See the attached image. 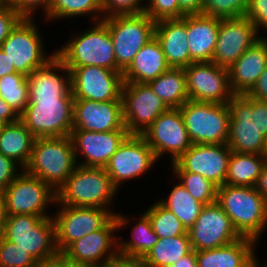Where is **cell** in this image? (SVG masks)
I'll return each instance as SVG.
<instances>
[{
    "mask_svg": "<svg viewBox=\"0 0 267 267\" xmlns=\"http://www.w3.org/2000/svg\"><path fill=\"white\" fill-rule=\"evenodd\" d=\"M230 110L227 145L232 152L267 155V102L235 94Z\"/></svg>",
    "mask_w": 267,
    "mask_h": 267,
    "instance_id": "obj_1",
    "label": "cell"
},
{
    "mask_svg": "<svg viewBox=\"0 0 267 267\" xmlns=\"http://www.w3.org/2000/svg\"><path fill=\"white\" fill-rule=\"evenodd\" d=\"M216 202L241 237L260 239L267 227V200L255 187L224 184L217 189Z\"/></svg>",
    "mask_w": 267,
    "mask_h": 267,
    "instance_id": "obj_2",
    "label": "cell"
},
{
    "mask_svg": "<svg viewBox=\"0 0 267 267\" xmlns=\"http://www.w3.org/2000/svg\"><path fill=\"white\" fill-rule=\"evenodd\" d=\"M78 166L70 136L35 138L24 170L57 192Z\"/></svg>",
    "mask_w": 267,
    "mask_h": 267,
    "instance_id": "obj_3",
    "label": "cell"
},
{
    "mask_svg": "<svg viewBox=\"0 0 267 267\" xmlns=\"http://www.w3.org/2000/svg\"><path fill=\"white\" fill-rule=\"evenodd\" d=\"M119 191L103 167L78 165L56 192L57 205L110 209ZM112 203V204H111Z\"/></svg>",
    "mask_w": 267,
    "mask_h": 267,
    "instance_id": "obj_4",
    "label": "cell"
},
{
    "mask_svg": "<svg viewBox=\"0 0 267 267\" xmlns=\"http://www.w3.org/2000/svg\"><path fill=\"white\" fill-rule=\"evenodd\" d=\"M73 37L60 49L55 50L56 55L69 69L100 66L116 71L111 34L103 21L94 22L93 27Z\"/></svg>",
    "mask_w": 267,
    "mask_h": 267,
    "instance_id": "obj_5",
    "label": "cell"
},
{
    "mask_svg": "<svg viewBox=\"0 0 267 267\" xmlns=\"http://www.w3.org/2000/svg\"><path fill=\"white\" fill-rule=\"evenodd\" d=\"M28 251L39 263L58 256L53 217L30 214L7 215L2 235Z\"/></svg>",
    "mask_w": 267,
    "mask_h": 267,
    "instance_id": "obj_6",
    "label": "cell"
},
{
    "mask_svg": "<svg viewBox=\"0 0 267 267\" xmlns=\"http://www.w3.org/2000/svg\"><path fill=\"white\" fill-rule=\"evenodd\" d=\"M130 219L122 213L102 228L72 242L61 254L80 267H105L120 261L116 230L129 225Z\"/></svg>",
    "mask_w": 267,
    "mask_h": 267,
    "instance_id": "obj_7",
    "label": "cell"
},
{
    "mask_svg": "<svg viewBox=\"0 0 267 267\" xmlns=\"http://www.w3.org/2000/svg\"><path fill=\"white\" fill-rule=\"evenodd\" d=\"M74 97H29L20 120L35 138L70 136Z\"/></svg>",
    "mask_w": 267,
    "mask_h": 267,
    "instance_id": "obj_8",
    "label": "cell"
},
{
    "mask_svg": "<svg viewBox=\"0 0 267 267\" xmlns=\"http://www.w3.org/2000/svg\"><path fill=\"white\" fill-rule=\"evenodd\" d=\"M109 29L114 46L116 71L124 72L140 49L155 37L156 21L145 12L115 15L102 20Z\"/></svg>",
    "mask_w": 267,
    "mask_h": 267,
    "instance_id": "obj_9",
    "label": "cell"
},
{
    "mask_svg": "<svg viewBox=\"0 0 267 267\" xmlns=\"http://www.w3.org/2000/svg\"><path fill=\"white\" fill-rule=\"evenodd\" d=\"M179 109L192 144H227L230 119L227 103L188 100Z\"/></svg>",
    "mask_w": 267,
    "mask_h": 267,
    "instance_id": "obj_10",
    "label": "cell"
},
{
    "mask_svg": "<svg viewBox=\"0 0 267 267\" xmlns=\"http://www.w3.org/2000/svg\"><path fill=\"white\" fill-rule=\"evenodd\" d=\"M33 18L24 17L1 44L15 71L25 76L44 66L54 55L45 51V45Z\"/></svg>",
    "mask_w": 267,
    "mask_h": 267,
    "instance_id": "obj_11",
    "label": "cell"
},
{
    "mask_svg": "<svg viewBox=\"0 0 267 267\" xmlns=\"http://www.w3.org/2000/svg\"><path fill=\"white\" fill-rule=\"evenodd\" d=\"M7 215L30 214L52 217L47 208L56 204V192L40 178L22 170L2 191Z\"/></svg>",
    "mask_w": 267,
    "mask_h": 267,
    "instance_id": "obj_12",
    "label": "cell"
},
{
    "mask_svg": "<svg viewBox=\"0 0 267 267\" xmlns=\"http://www.w3.org/2000/svg\"><path fill=\"white\" fill-rule=\"evenodd\" d=\"M56 246L61 254L72 242L102 229L115 215L108 209L60 205L54 213Z\"/></svg>",
    "mask_w": 267,
    "mask_h": 267,
    "instance_id": "obj_13",
    "label": "cell"
},
{
    "mask_svg": "<svg viewBox=\"0 0 267 267\" xmlns=\"http://www.w3.org/2000/svg\"><path fill=\"white\" fill-rule=\"evenodd\" d=\"M123 119L130 135H142L153 121L169 108L148 83H124Z\"/></svg>",
    "mask_w": 267,
    "mask_h": 267,
    "instance_id": "obj_14",
    "label": "cell"
},
{
    "mask_svg": "<svg viewBox=\"0 0 267 267\" xmlns=\"http://www.w3.org/2000/svg\"><path fill=\"white\" fill-rule=\"evenodd\" d=\"M141 136L157 159L170 154L171 163L192 145L179 108H169L161 113Z\"/></svg>",
    "mask_w": 267,
    "mask_h": 267,
    "instance_id": "obj_15",
    "label": "cell"
},
{
    "mask_svg": "<svg viewBox=\"0 0 267 267\" xmlns=\"http://www.w3.org/2000/svg\"><path fill=\"white\" fill-rule=\"evenodd\" d=\"M157 160L154 151L141 135H129L104 168L118 189L123 182L147 173Z\"/></svg>",
    "mask_w": 267,
    "mask_h": 267,
    "instance_id": "obj_16",
    "label": "cell"
},
{
    "mask_svg": "<svg viewBox=\"0 0 267 267\" xmlns=\"http://www.w3.org/2000/svg\"><path fill=\"white\" fill-rule=\"evenodd\" d=\"M184 70L189 100L225 104L235 95L230 88L228 69L212 61L194 62Z\"/></svg>",
    "mask_w": 267,
    "mask_h": 267,
    "instance_id": "obj_17",
    "label": "cell"
},
{
    "mask_svg": "<svg viewBox=\"0 0 267 267\" xmlns=\"http://www.w3.org/2000/svg\"><path fill=\"white\" fill-rule=\"evenodd\" d=\"M71 92L74 99L97 102L122 100L123 73L100 66H84L69 69Z\"/></svg>",
    "mask_w": 267,
    "mask_h": 267,
    "instance_id": "obj_18",
    "label": "cell"
},
{
    "mask_svg": "<svg viewBox=\"0 0 267 267\" xmlns=\"http://www.w3.org/2000/svg\"><path fill=\"white\" fill-rule=\"evenodd\" d=\"M187 231L195 251L215 249L241 238L230 217L217 202L204 205L193 226Z\"/></svg>",
    "mask_w": 267,
    "mask_h": 267,
    "instance_id": "obj_19",
    "label": "cell"
},
{
    "mask_svg": "<svg viewBox=\"0 0 267 267\" xmlns=\"http://www.w3.org/2000/svg\"><path fill=\"white\" fill-rule=\"evenodd\" d=\"M260 38L255 25L246 16L220 18L212 62L229 69Z\"/></svg>",
    "mask_w": 267,
    "mask_h": 267,
    "instance_id": "obj_20",
    "label": "cell"
},
{
    "mask_svg": "<svg viewBox=\"0 0 267 267\" xmlns=\"http://www.w3.org/2000/svg\"><path fill=\"white\" fill-rule=\"evenodd\" d=\"M230 155L227 144H192L175 162L220 187L225 184Z\"/></svg>",
    "mask_w": 267,
    "mask_h": 267,
    "instance_id": "obj_21",
    "label": "cell"
},
{
    "mask_svg": "<svg viewBox=\"0 0 267 267\" xmlns=\"http://www.w3.org/2000/svg\"><path fill=\"white\" fill-rule=\"evenodd\" d=\"M129 135L127 130L94 132L72 129L70 138L73 143L76 160L79 159V155L84 157L83 162L78 160L77 164L104 168Z\"/></svg>",
    "mask_w": 267,
    "mask_h": 267,
    "instance_id": "obj_22",
    "label": "cell"
},
{
    "mask_svg": "<svg viewBox=\"0 0 267 267\" xmlns=\"http://www.w3.org/2000/svg\"><path fill=\"white\" fill-rule=\"evenodd\" d=\"M73 129L94 132L127 130L123 119L122 100L97 102L74 99Z\"/></svg>",
    "mask_w": 267,
    "mask_h": 267,
    "instance_id": "obj_23",
    "label": "cell"
},
{
    "mask_svg": "<svg viewBox=\"0 0 267 267\" xmlns=\"http://www.w3.org/2000/svg\"><path fill=\"white\" fill-rule=\"evenodd\" d=\"M58 71L62 74L59 75ZM27 80L29 97H73L71 72L56 54L44 66L29 74Z\"/></svg>",
    "mask_w": 267,
    "mask_h": 267,
    "instance_id": "obj_24",
    "label": "cell"
},
{
    "mask_svg": "<svg viewBox=\"0 0 267 267\" xmlns=\"http://www.w3.org/2000/svg\"><path fill=\"white\" fill-rule=\"evenodd\" d=\"M155 37L160 42L170 67L186 68L190 65L187 15L156 21Z\"/></svg>",
    "mask_w": 267,
    "mask_h": 267,
    "instance_id": "obj_25",
    "label": "cell"
},
{
    "mask_svg": "<svg viewBox=\"0 0 267 267\" xmlns=\"http://www.w3.org/2000/svg\"><path fill=\"white\" fill-rule=\"evenodd\" d=\"M267 66V37L264 35L249 47L228 69L234 94H247Z\"/></svg>",
    "mask_w": 267,
    "mask_h": 267,
    "instance_id": "obj_26",
    "label": "cell"
},
{
    "mask_svg": "<svg viewBox=\"0 0 267 267\" xmlns=\"http://www.w3.org/2000/svg\"><path fill=\"white\" fill-rule=\"evenodd\" d=\"M220 18L203 14L187 15L190 64L210 62L216 48Z\"/></svg>",
    "mask_w": 267,
    "mask_h": 267,
    "instance_id": "obj_27",
    "label": "cell"
},
{
    "mask_svg": "<svg viewBox=\"0 0 267 267\" xmlns=\"http://www.w3.org/2000/svg\"><path fill=\"white\" fill-rule=\"evenodd\" d=\"M169 68L161 44L154 37L135 55L123 72V80L124 83H149Z\"/></svg>",
    "mask_w": 267,
    "mask_h": 267,
    "instance_id": "obj_28",
    "label": "cell"
},
{
    "mask_svg": "<svg viewBox=\"0 0 267 267\" xmlns=\"http://www.w3.org/2000/svg\"><path fill=\"white\" fill-rule=\"evenodd\" d=\"M257 241L248 237L215 249L196 251L198 267H242L254 254Z\"/></svg>",
    "mask_w": 267,
    "mask_h": 267,
    "instance_id": "obj_29",
    "label": "cell"
},
{
    "mask_svg": "<svg viewBox=\"0 0 267 267\" xmlns=\"http://www.w3.org/2000/svg\"><path fill=\"white\" fill-rule=\"evenodd\" d=\"M34 135L19 119L8 123L0 133V153L13 159L24 169L30 160Z\"/></svg>",
    "mask_w": 267,
    "mask_h": 267,
    "instance_id": "obj_30",
    "label": "cell"
},
{
    "mask_svg": "<svg viewBox=\"0 0 267 267\" xmlns=\"http://www.w3.org/2000/svg\"><path fill=\"white\" fill-rule=\"evenodd\" d=\"M140 216L132 227L131 239H118V252L122 261L139 262L159 240L148 215L143 213Z\"/></svg>",
    "mask_w": 267,
    "mask_h": 267,
    "instance_id": "obj_31",
    "label": "cell"
},
{
    "mask_svg": "<svg viewBox=\"0 0 267 267\" xmlns=\"http://www.w3.org/2000/svg\"><path fill=\"white\" fill-rule=\"evenodd\" d=\"M266 161L267 155L231 151L225 184L255 187Z\"/></svg>",
    "mask_w": 267,
    "mask_h": 267,
    "instance_id": "obj_32",
    "label": "cell"
},
{
    "mask_svg": "<svg viewBox=\"0 0 267 267\" xmlns=\"http://www.w3.org/2000/svg\"><path fill=\"white\" fill-rule=\"evenodd\" d=\"M192 250L187 231L180 236L159 238L154 247L138 263L141 267L170 266Z\"/></svg>",
    "mask_w": 267,
    "mask_h": 267,
    "instance_id": "obj_33",
    "label": "cell"
},
{
    "mask_svg": "<svg viewBox=\"0 0 267 267\" xmlns=\"http://www.w3.org/2000/svg\"><path fill=\"white\" fill-rule=\"evenodd\" d=\"M148 84L168 108H180L189 100L184 68L170 67Z\"/></svg>",
    "mask_w": 267,
    "mask_h": 267,
    "instance_id": "obj_34",
    "label": "cell"
},
{
    "mask_svg": "<svg viewBox=\"0 0 267 267\" xmlns=\"http://www.w3.org/2000/svg\"><path fill=\"white\" fill-rule=\"evenodd\" d=\"M159 202L179 218L186 230L193 226L204 206L180 182L174 185L168 198H163Z\"/></svg>",
    "mask_w": 267,
    "mask_h": 267,
    "instance_id": "obj_35",
    "label": "cell"
},
{
    "mask_svg": "<svg viewBox=\"0 0 267 267\" xmlns=\"http://www.w3.org/2000/svg\"><path fill=\"white\" fill-rule=\"evenodd\" d=\"M93 13V14H92ZM93 15L91 21L98 22L104 19L101 0H49L45 19L74 18L76 16Z\"/></svg>",
    "mask_w": 267,
    "mask_h": 267,
    "instance_id": "obj_36",
    "label": "cell"
},
{
    "mask_svg": "<svg viewBox=\"0 0 267 267\" xmlns=\"http://www.w3.org/2000/svg\"><path fill=\"white\" fill-rule=\"evenodd\" d=\"M173 177L199 202L209 205L217 201L218 187L200 174L184 171L176 162L171 163Z\"/></svg>",
    "mask_w": 267,
    "mask_h": 267,
    "instance_id": "obj_37",
    "label": "cell"
},
{
    "mask_svg": "<svg viewBox=\"0 0 267 267\" xmlns=\"http://www.w3.org/2000/svg\"><path fill=\"white\" fill-rule=\"evenodd\" d=\"M0 97L20 116L29 103L27 76L17 72L0 78Z\"/></svg>",
    "mask_w": 267,
    "mask_h": 267,
    "instance_id": "obj_38",
    "label": "cell"
},
{
    "mask_svg": "<svg viewBox=\"0 0 267 267\" xmlns=\"http://www.w3.org/2000/svg\"><path fill=\"white\" fill-rule=\"evenodd\" d=\"M144 212L150 218L153 231L159 238L176 237L187 232L179 218L159 200Z\"/></svg>",
    "mask_w": 267,
    "mask_h": 267,
    "instance_id": "obj_39",
    "label": "cell"
},
{
    "mask_svg": "<svg viewBox=\"0 0 267 267\" xmlns=\"http://www.w3.org/2000/svg\"><path fill=\"white\" fill-rule=\"evenodd\" d=\"M248 0H204L201 14L218 18L244 17Z\"/></svg>",
    "mask_w": 267,
    "mask_h": 267,
    "instance_id": "obj_40",
    "label": "cell"
},
{
    "mask_svg": "<svg viewBox=\"0 0 267 267\" xmlns=\"http://www.w3.org/2000/svg\"><path fill=\"white\" fill-rule=\"evenodd\" d=\"M39 262L16 243L0 236V267H37Z\"/></svg>",
    "mask_w": 267,
    "mask_h": 267,
    "instance_id": "obj_41",
    "label": "cell"
},
{
    "mask_svg": "<svg viewBox=\"0 0 267 267\" xmlns=\"http://www.w3.org/2000/svg\"><path fill=\"white\" fill-rule=\"evenodd\" d=\"M144 12L154 21L182 18L186 15L180 9L178 0H147Z\"/></svg>",
    "mask_w": 267,
    "mask_h": 267,
    "instance_id": "obj_42",
    "label": "cell"
},
{
    "mask_svg": "<svg viewBox=\"0 0 267 267\" xmlns=\"http://www.w3.org/2000/svg\"><path fill=\"white\" fill-rule=\"evenodd\" d=\"M144 0H101L103 17L139 14L145 10Z\"/></svg>",
    "mask_w": 267,
    "mask_h": 267,
    "instance_id": "obj_43",
    "label": "cell"
},
{
    "mask_svg": "<svg viewBox=\"0 0 267 267\" xmlns=\"http://www.w3.org/2000/svg\"><path fill=\"white\" fill-rule=\"evenodd\" d=\"M245 16L255 25L258 34L261 29L267 31V0H248Z\"/></svg>",
    "mask_w": 267,
    "mask_h": 267,
    "instance_id": "obj_44",
    "label": "cell"
},
{
    "mask_svg": "<svg viewBox=\"0 0 267 267\" xmlns=\"http://www.w3.org/2000/svg\"><path fill=\"white\" fill-rule=\"evenodd\" d=\"M23 18L11 6L0 10V46Z\"/></svg>",
    "mask_w": 267,
    "mask_h": 267,
    "instance_id": "obj_45",
    "label": "cell"
},
{
    "mask_svg": "<svg viewBox=\"0 0 267 267\" xmlns=\"http://www.w3.org/2000/svg\"><path fill=\"white\" fill-rule=\"evenodd\" d=\"M20 167L21 166L13 159L0 153V192H2L16 178L22 170H24Z\"/></svg>",
    "mask_w": 267,
    "mask_h": 267,
    "instance_id": "obj_46",
    "label": "cell"
},
{
    "mask_svg": "<svg viewBox=\"0 0 267 267\" xmlns=\"http://www.w3.org/2000/svg\"><path fill=\"white\" fill-rule=\"evenodd\" d=\"M9 2L11 7L26 18H32L39 7L43 9L45 15L49 5V0H9Z\"/></svg>",
    "mask_w": 267,
    "mask_h": 267,
    "instance_id": "obj_47",
    "label": "cell"
},
{
    "mask_svg": "<svg viewBox=\"0 0 267 267\" xmlns=\"http://www.w3.org/2000/svg\"><path fill=\"white\" fill-rule=\"evenodd\" d=\"M247 95L254 99L267 102V66Z\"/></svg>",
    "mask_w": 267,
    "mask_h": 267,
    "instance_id": "obj_48",
    "label": "cell"
},
{
    "mask_svg": "<svg viewBox=\"0 0 267 267\" xmlns=\"http://www.w3.org/2000/svg\"><path fill=\"white\" fill-rule=\"evenodd\" d=\"M0 118L7 123H14L20 119L17 112L0 97Z\"/></svg>",
    "mask_w": 267,
    "mask_h": 267,
    "instance_id": "obj_49",
    "label": "cell"
},
{
    "mask_svg": "<svg viewBox=\"0 0 267 267\" xmlns=\"http://www.w3.org/2000/svg\"><path fill=\"white\" fill-rule=\"evenodd\" d=\"M204 0H178L180 9L186 14H201Z\"/></svg>",
    "mask_w": 267,
    "mask_h": 267,
    "instance_id": "obj_50",
    "label": "cell"
},
{
    "mask_svg": "<svg viewBox=\"0 0 267 267\" xmlns=\"http://www.w3.org/2000/svg\"><path fill=\"white\" fill-rule=\"evenodd\" d=\"M37 267H80L72 261L67 260L62 254L49 259L43 263H39Z\"/></svg>",
    "mask_w": 267,
    "mask_h": 267,
    "instance_id": "obj_51",
    "label": "cell"
},
{
    "mask_svg": "<svg viewBox=\"0 0 267 267\" xmlns=\"http://www.w3.org/2000/svg\"><path fill=\"white\" fill-rule=\"evenodd\" d=\"M165 267H198L196 251L193 249L190 253L184 255L173 265L165 266Z\"/></svg>",
    "mask_w": 267,
    "mask_h": 267,
    "instance_id": "obj_52",
    "label": "cell"
},
{
    "mask_svg": "<svg viewBox=\"0 0 267 267\" xmlns=\"http://www.w3.org/2000/svg\"><path fill=\"white\" fill-rule=\"evenodd\" d=\"M11 73L17 72L8 56L0 48V78Z\"/></svg>",
    "mask_w": 267,
    "mask_h": 267,
    "instance_id": "obj_53",
    "label": "cell"
},
{
    "mask_svg": "<svg viewBox=\"0 0 267 267\" xmlns=\"http://www.w3.org/2000/svg\"><path fill=\"white\" fill-rule=\"evenodd\" d=\"M255 188L267 200V161L263 166Z\"/></svg>",
    "mask_w": 267,
    "mask_h": 267,
    "instance_id": "obj_54",
    "label": "cell"
},
{
    "mask_svg": "<svg viewBox=\"0 0 267 267\" xmlns=\"http://www.w3.org/2000/svg\"><path fill=\"white\" fill-rule=\"evenodd\" d=\"M7 218L4 196L2 192H0V236L3 235L5 221Z\"/></svg>",
    "mask_w": 267,
    "mask_h": 267,
    "instance_id": "obj_55",
    "label": "cell"
},
{
    "mask_svg": "<svg viewBox=\"0 0 267 267\" xmlns=\"http://www.w3.org/2000/svg\"><path fill=\"white\" fill-rule=\"evenodd\" d=\"M105 267H141L138 262H132V261H118L116 263L107 265Z\"/></svg>",
    "mask_w": 267,
    "mask_h": 267,
    "instance_id": "obj_56",
    "label": "cell"
},
{
    "mask_svg": "<svg viewBox=\"0 0 267 267\" xmlns=\"http://www.w3.org/2000/svg\"><path fill=\"white\" fill-rule=\"evenodd\" d=\"M256 257V253L242 267H262ZM267 265V264H266ZM264 265L263 267H267Z\"/></svg>",
    "mask_w": 267,
    "mask_h": 267,
    "instance_id": "obj_57",
    "label": "cell"
},
{
    "mask_svg": "<svg viewBox=\"0 0 267 267\" xmlns=\"http://www.w3.org/2000/svg\"><path fill=\"white\" fill-rule=\"evenodd\" d=\"M10 6L9 0H0V10Z\"/></svg>",
    "mask_w": 267,
    "mask_h": 267,
    "instance_id": "obj_58",
    "label": "cell"
},
{
    "mask_svg": "<svg viewBox=\"0 0 267 267\" xmlns=\"http://www.w3.org/2000/svg\"><path fill=\"white\" fill-rule=\"evenodd\" d=\"M7 124L8 123L6 121L0 118V133L2 132V130L5 128Z\"/></svg>",
    "mask_w": 267,
    "mask_h": 267,
    "instance_id": "obj_59",
    "label": "cell"
}]
</instances>
